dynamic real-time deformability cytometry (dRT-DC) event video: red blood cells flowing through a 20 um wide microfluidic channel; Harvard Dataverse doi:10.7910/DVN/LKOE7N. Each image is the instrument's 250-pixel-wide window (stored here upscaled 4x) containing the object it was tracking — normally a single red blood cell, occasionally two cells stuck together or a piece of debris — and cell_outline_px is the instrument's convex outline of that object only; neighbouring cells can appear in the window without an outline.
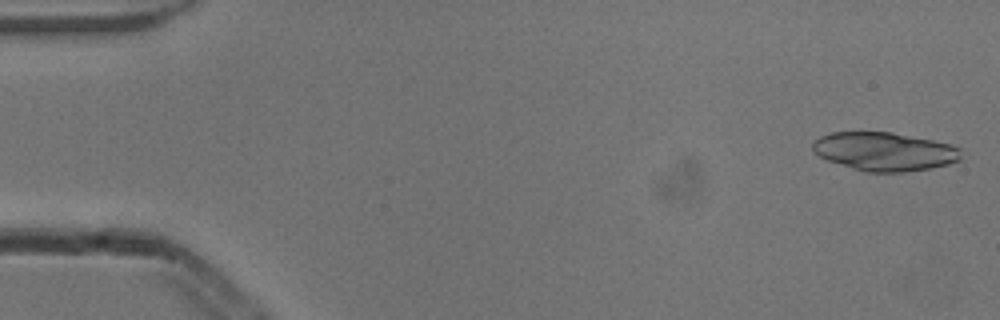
{"species": "common noctule bat (a hibernating species)", "species_latin": "Nyctalus noctula", "temperature_condition": "cold", "stored_images_in_passage": 6, "camera_frame_rate_fps": 3000, "um_per_image_px": 0.085, "animal": {"sex": "male", "body_mass_g": 13.3}, "frame": {"image": 1, "passage_image": 1, "time_ms": 0.0, "image_size_px": [1000, 320], "cell_outline_px": [[960, 160], [948, 164], [932, 168], [904, 172], [864, 172], [828, 160], [812, 152], [812, 144], [820, 136], [832, 132], [892, 132], [952, 144], [960, 148]], "centroid_in_image_um": [75.18, 12.88], "position_along_channel_um": 9.8, "area_um2": 33.35}}